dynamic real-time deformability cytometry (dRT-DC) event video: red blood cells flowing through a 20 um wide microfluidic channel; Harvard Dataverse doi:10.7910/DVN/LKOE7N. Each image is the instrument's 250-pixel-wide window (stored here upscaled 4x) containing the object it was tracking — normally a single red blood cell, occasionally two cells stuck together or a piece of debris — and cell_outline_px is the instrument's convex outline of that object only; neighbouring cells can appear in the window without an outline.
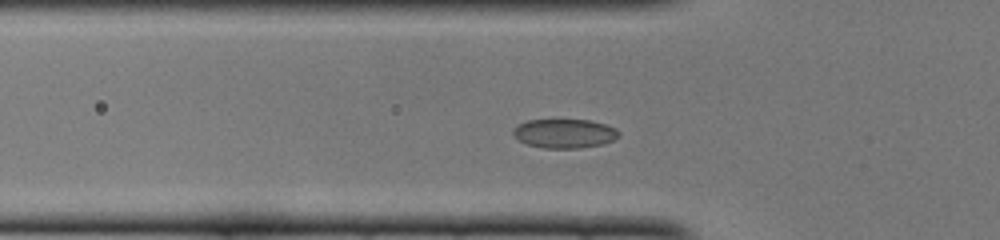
{"species": "common noctule bat (a hibernating species)", "species_latin": "Nyctalus noctula", "temperature_condition": "cold", "stored_images_in_passage": 38, "camera_frame_rate_fps": 3000, "um_per_image_px": 0.085, "animal": {"sex": "female", "body_mass_g": 22.0, "forearm_length_mm": 56.7}, "frame": {"image": 1, "passage_image": 3, "time_ms": 0.667, "image_size_px": [1000, 240], "cell_outline_px": [[620, 136], [604, 144], [580, 148], [544, 148], [528, 144], [520, 140], [512, 132], [512, 128], [528, 120], [588, 120], [604, 124], [616, 128], [620, 132]], "centroid_in_image_um": [48.01, 11.35], "position_along_channel_um": 77.8, "area_um2": 17.8}}
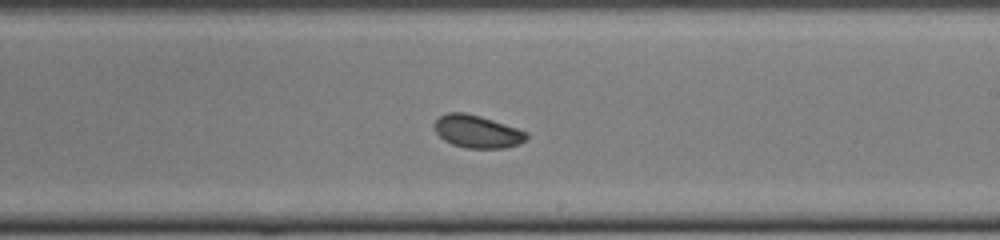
{"frame": {"image": 2, "passage_image": 16, "time_ms": 5.0, "image_size_px": [1000, 240], "cell_outline_px": [[528, 136], [520, 144], [504, 148], [464, 148], [452, 144], [444, 140], [436, 132], [432, 124], [440, 116], [448, 112], [464, 112], [480, 116], [528, 132]], "centroid_in_image_um": [40.54, 11.18], "position_along_channel_um": 248.5, "area_um2": 17.51}}
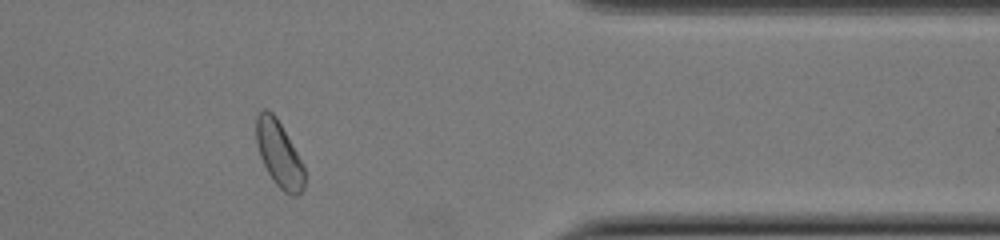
{"frame": {"image": 3, "passage_image": 28, "time_ms": 9.0, "image_size_px": [1000, 240], "cell_outline_px": [[304, 188], [296, 196], [292, 196], [284, 192], [272, 180], [260, 156], [256, 144], [256, 116], [264, 108], [268, 108], [276, 116], [296, 152], [304, 168]], "centroid_in_image_um": [23.69, 13.08], "position_along_channel_um": 387.7, "area_um2": 18.32}, "authors_computed_cell_mechanics": {"area_um2": 18.0047, "velocity_mm_per_s": 3.9406, "shape_relaxation_time_tau1_ms": 3.0041, "shape_relaxation_time_tau2_ms": 1.5526, "deformation_change_tau1": 0.0824, "deformation_change_tau2": 0.034}}